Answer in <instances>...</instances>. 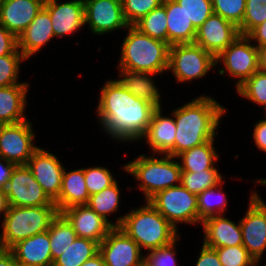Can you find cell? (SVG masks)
Returning <instances> with one entry per match:
<instances>
[{"label":"cell","mask_w":266,"mask_h":266,"mask_svg":"<svg viewBox=\"0 0 266 266\" xmlns=\"http://www.w3.org/2000/svg\"><path fill=\"white\" fill-rule=\"evenodd\" d=\"M100 93L96 111L105 132L117 142L143 140L156 107L131 94L117 79L107 80Z\"/></svg>","instance_id":"1"},{"label":"cell","mask_w":266,"mask_h":266,"mask_svg":"<svg viewBox=\"0 0 266 266\" xmlns=\"http://www.w3.org/2000/svg\"><path fill=\"white\" fill-rule=\"evenodd\" d=\"M226 108L209 96H199L176 108L171 114L176 124L174 157L215 139Z\"/></svg>","instance_id":"2"},{"label":"cell","mask_w":266,"mask_h":266,"mask_svg":"<svg viewBox=\"0 0 266 266\" xmlns=\"http://www.w3.org/2000/svg\"><path fill=\"white\" fill-rule=\"evenodd\" d=\"M113 227L121 228L140 249L152 250L168 245L180 235L148 201L120 216Z\"/></svg>","instance_id":"3"},{"label":"cell","mask_w":266,"mask_h":266,"mask_svg":"<svg viewBox=\"0 0 266 266\" xmlns=\"http://www.w3.org/2000/svg\"><path fill=\"white\" fill-rule=\"evenodd\" d=\"M128 33L121 46L119 69L162 75L168 71L170 45L154 39L134 26H128Z\"/></svg>","instance_id":"4"},{"label":"cell","mask_w":266,"mask_h":266,"mask_svg":"<svg viewBox=\"0 0 266 266\" xmlns=\"http://www.w3.org/2000/svg\"><path fill=\"white\" fill-rule=\"evenodd\" d=\"M155 155H139L124 166V171L139 181L138 187L143 192L145 201L164 189L180 185V163L173 160L177 158L164 154L157 158Z\"/></svg>","instance_id":"5"},{"label":"cell","mask_w":266,"mask_h":266,"mask_svg":"<svg viewBox=\"0 0 266 266\" xmlns=\"http://www.w3.org/2000/svg\"><path fill=\"white\" fill-rule=\"evenodd\" d=\"M58 213L56 206H9L3 216L0 248L10 250L23 239L47 231Z\"/></svg>","instance_id":"6"},{"label":"cell","mask_w":266,"mask_h":266,"mask_svg":"<svg viewBox=\"0 0 266 266\" xmlns=\"http://www.w3.org/2000/svg\"><path fill=\"white\" fill-rule=\"evenodd\" d=\"M169 223L177 229V223L202 224L198 217L197 195L181 184L158 192L148 201Z\"/></svg>","instance_id":"7"},{"label":"cell","mask_w":266,"mask_h":266,"mask_svg":"<svg viewBox=\"0 0 266 266\" xmlns=\"http://www.w3.org/2000/svg\"><path fill=\"white\" fill-rule=\"evenodd\" d=\"M215 67V57L194 43L175 44L169 48L167 70L173 73L179 83L203 78Z\"/></svg>","instance_id":"8"},{"label":"cell","mask_w":266,"mask_h":266,"mask_svg":"<svg viewBox=\"0 0 266 266\" xmlns=\"http://www.w3.org/2000/svg\"><path fill=\"white\" fill-rule=\"evenodd\" d=\"M216 66L220 62L225 68L218 70L220 75L226 72L237 78L235 88L258 71L257 46L246 35H239L225 50L215 57Z\"/></svg>","instance_id":"9"},{"label":"cell","mask_w":266,"mask_h":266,"mask_svg":"<svg viewBox=\"0 0 266 266\" xmlns=\"http://www.w3.org/2000/svg\"><path fill=\"white\" fill-rule=\"evenodd\" d=\"M9 206H56L27 165H15L5 188Z\"/></svg>","instance_id":"10"},{"label":"cell","mask_w":266,"mask_h":266,"mask_svg":"<svg viewBox=\"0 0 266 266\" xmlns=\"http://www.w3.org/2000/svg\"><path fill=\"white\" fill-rule=\"evenodd\" d=\"M28 119L15 124H3L0 130V156L15 165H26L39 148L33 144L35 133Z\"/></svg>","instance_id":"11"},{"label":"cell","mask_w":266,"mask_h":266,"mask_svg":"<svg viewBox=\"0 0 266 266\" xmlns=\"http://www.w3.org/2000/svg\"><path fill=\"white\" fill-rule=\"evenodd\" d=\"M249 201L247 212L240 220L242 245L260 263L266 251V204L256 191L251 193Z\"/></svg>","instance_id":"12"},{"label":"cell","mask_w":266,"mask_h":266,"mask_svg":"<svg viewBox=\"0 0 266 266\" xmlns=\"http://www.w3.org/2000/svg\"><path fill=\"white\" fill-rule=\"evenodd\" d=\"M106 266H137L144 260L139 245L121 228L113 227L99 244Z\"/></svg>","instance_id":"13"},{"label":"cell","mask_w":266,"mask_h":266,"mask_svg":"<svg viewBox=\"0 0 266 266\" xmlns=\"http://www.w3.org/2000/svg\"><path fill=\"white\" fill-rule=\"evenodd\" d=\"M85 25L95 35H105L129 26L124 18L121 0H84Z\"/></svg>","instance_id":"14"},{"label":"cell","mask_w":266,"mask_h":266,"mask_svg":"<svg viewBox=\"0 0 266 266\" xmlns=\"http://www.w3.org/2000/svg\"><path fill=\"white\" fill-rule=\"evenodd\" d=\"M48 151L39 147L26 165L47 196L54 202L61 191L65 167L58 157Z\"/></svg>","instance_id":"15"},{"label":"cell","mask_w":266,"mask_h":266,"mask_svg":"<svg viewBox=\"0 0 266 266\" xmlns=\"http://www.w3.org/2000/svg\"><path fill=\"white\" fill-rule=\"evenodd\" d=\"M240 35L238 27L217 14H212L197 28L194 44L217 57Z\"/></svg>","instance_id":"16"},{"label":"cell","mask_w":266,"mask_h":266,"mask_svg":"<svg viewBox=\"0 0 266 266\" xmlns=\"http://www.w3.org/2000/svg\"><path fill=\"white\" fill-rule=\"evenodd\" d=\"M61 214L72 225L77 237L98 242L105 239L113 226L88 205H76L64 209Z\"/></svg>","instance_id":"17"},{"label":"cell","mask_w":266,"mask_h":266,"mask_svg":"<svg viewBox=\"0 0 266 266\" xmlns=\"http://www.w3.org/2000/svg\"><path fill=\"white\" fill-rule=\"evenodd\" d=\"M45 0L44 7L49 11L54 36L73 35L85 25L84 0L57 3Z\"/></svg>","instance_id":"18"},{"label":"cell","mask_w":266,"mask_h":266,"mask_svg":"<svg viewBox=\"0 0 266 266\" xmlns=\"http://www.w3.org/2000/svg\"><path fill=\"white\" fill-rule=\"evenodd\" d=\"M45 0H2L0 23L16 37L29 26Z\"/></svg>","instance_id":"19"},{"label":"cell","mask_w":266,"mask_h":266,"mask_svg":"<svg viewBox=\"0 0 266 266\" xmlns=\"http://www.w3.org/2000/svg\"><path fill=\"white\" fill-rule=\"evenodd\" d=\"M176 124L175 119L163 116V111L156 108L151 117L148 129L143 136L153 154H164L174 157Z\"/></svg>","instance_id":"20"},{"label":"cell","mask_w":266,"mask_h":266,"mask_svg":"<svg viewBox=\"0 0 266 266\" xmlns=\"http://www.w3.org/2000/svg\"><path fill=\"white\" fill-rule=\"evenodd\" d=\"M10 250L20 266H53L48 230L23 239Z\"/></svg>","instance_id":"21"},{"label":"cell","mask_w":266,"mask_h":266,"mask_svg":"<svg viewBox=\"0 0 266 266\" xmlns=\"http://www.w3.org/2000/svg\"><path fill=\"white\" fill-rule=\"evenodd\" d=\"M223 216H212L202 222L205 246L221 248L242 245L240 222L236 224Z\"/></svg>","instance_id":"22"},{"label":"cell","mask_w":266,"mask_h":266,"mask_svg":"<svg viewBox=\"0 0 266 266\" xmlns=\"http://www.w3.org/2000/svg\"><path fill=\"white\" fill-rule=\"evenodd\" d=\"M54 37L49 11L43 6L35 19L17 37L18 49L28 59Z\"/></svg>","instance_id":"23"},{"label":"cell","mask_w":266,"mask_h":266,"mask_svg":"<svg viewBox=\"0 0 266 266\" xmlns=\"http://www.w3.org/2000/svg\"><path fill=\"white\" fill-rule=\"evenodd\" d=\"M28 82L0 87V123L15 124L27 120L25 109Z\"/></svg>","instance_id":"24"},{"label":"cell","mask_w":266,"mask_h":266,"mask_svg":"<svg viewBox=\"0 0 266 266\" xmlns=\"http://www.w3.org/2000/svg\"><path fill=\"white\" fill-rule=\"evenodd\" d=\"M89 196L85 182L84 168L82 167L69 172L64 169L61 191L59 197L54 201L58 212L61 213L64 209L76 205H87Z\"/></svg>","instance_id":"25"},{"label":"cell","mask_w":266,"mask_h":266,"mask_svg":"<svg viewBox=\"0 0 266 266\" xmlns=\"http://www.w3.org/2000/svg\"><path fill=\"white\" fill-rule=\"evenodd\" d=\"M166 8L168 44L194 43L197 29L175 0H163Z\"/></svg>","instance_id":"26"},{"label":"cell","mask_w":266,"mask_h":266,"mask_svg":"<svg viewBox=\"0 0 266 266\" xmlns=\"http://www.w3.org/2000/svg\"><path fill=\"white\" fill-rule=\"evenodd\" d=\"M118 82L131 94L137 98H142L143 100L151 103L156 108L162 107L160 102L161 96L158 88L155 85V81L152 80L153 73L147 72H136L130 70L119 69Z\"/></svg>","instance_id":"27"},{"label":"cell","mask_w":266,"mask_h":266,"mask_svg":"<svg viewBox=\"0 0 266 266\" xmlns=\"http://www.w3.org/2000/svg\"><path fill=\"white\" fill-rule=\"evenodd\" d=\"M214 140L212 139L179 154L176 158H179L181 172L196 173L212 169L219 158L213 145Z\"/></svg>","instance_id":"28"},{"label":"cell","mask_w":266,"mask_h":266,"mask_svg":"<svg viewBox=\"0 0 266 266\" xmlns=\"http://www.w3.org/2000/svg\"><path fill=\"white\" fill-rule=\"evenodd\" d=\"M98 252V242L83 237H76L64 253L54 260L53 266H81Z\"/></svg>","instance_id":"29"},{"label":"cell","mask_w":266,"mask_h":266,"mask_svg":"<svg viewBox=\"0 0 266 266\" xmlns=\"http://www.w3.org/2000/svg\"><path fill=\"white\" fill-rule=\"evenodd\" d=\"M52 260L60 256L66 248L76 239L77 235L72 225L61 214L52 220L48 229Z\"/></svg>","instance_id":"30"},{"label":"cell","mask_w":266,"mask_h":266,"mask_svg":"<svg viewBox=\"0 0 266 266\" xmlns=\"http://www.w3.org/2000/svg\"><path fill=\"white\" fill-rule=\"evenodd\" d=\"M223 183H225L224 180L197 195L198 217L202 222L209 217L225 213L228 203L224 192L220 188Z\"/></svg>","instance_id":"31"},{"label":"cell","mask_w":266,"mask_h":266,"mask_svg":"<svg viewBox=\"0 0 266 266\" xmlns=\"http://www.w3.org/2000/svg\"><path fill=\"white\" fill-rule=\"evenodd\" d=\"M120 189L117 180L101 192L89 196L87 205L98 215L102 216L112 226L113 222L108 217L119 209Z\"/></svg>","instance_id":"32"},{"label":"cell","mask_w":266,"mask_h":266,"mask_svg":"<svg viewBox=\"0 0 266 266\" xmlns=\"http://www.w3.org/2000/svg\"><path fill=\"white\" fill-rule=\"evenodd\" d=\"M133 26L154 39L168 43L166 8L163 4L142 17Z\"/></svg>","instance_id":"33"},{"label":"cell","mask_w":266,"mask_h":266,"mask_svg":"<svg viewBox=\"0 0 266 266\" xmlns=\"http://www.w3.org/2000/svg\"><path fill=\"white\" fill-rule=\"evenodd\" d=\"M223 180L216 165L209 170L192 172H181L180 184L185 187L190 193L198 195L206 189L216 186Z\"/></svg>","instance_id":"34"},{"label":"cell","mask_w":266,"mask_h":266,"mask_svg":"<svg viewBox=\"0 0 266 266\" xmlns=\"http://www.w3.org/2000/svg\"><path fill=\"white\" fill-rule=\"evenodd\" d=\"M237 94L266 109V72L258 70L236 88Z\"/></svg>","instance_id":"35"},{"label":"cell","mask_w":266,"mask_h":266,"mask_svg":"<svg viewBox=\"0 0 266 266\" xmlns=\"http://www.w3.org/2000/svg\"><path fill=\"white\" fill-rule=\"evenodd\" d=\"M21 51L17 48L12 54L0 57V87L20 84L18 76L21 61H25Z\"/></svg>","instance_id":"36"},{"label":"cell","mask_w":266,"mask_h":266,"mask_svg":"<svg viewBox=\"0 0 266 266\" xmlns=\"http://www.w3.org/2000/svg\"><path fill=\"white\" fill-rule=\"evenodd\" d=\"M213 13L240 27L244 18L246 0H211Z\"/></svg>","instance_id":"37"},{"label":"cell","mask_w":266,"mask_h":266,"mask_svg":"<svg viewBox=\"0 0 266 266\" xmlns=\"http://www.w3.org/2000/svg\"><path fill=\"white\" fill-rule=\"evenodd\" d=\"M162 3L163 0H121L123 15L129 26H133Z\"/></svg>","instance_id":"38"},{"label":"cell","mask_w":266,"mask_h":266,"mask_svg":"<svg viewBox=\"0 0 266 266\" xmlns=\"http://www.w3.org/2000/svg\"><path fill=\"white\" fill-rule=\"evenodd\" d=\"M184 10L194 27L199 28L213 14L211 0H175Z\"/></svg>","instance_id":"39"},{"label":"cell","mask_w":266,"mask_h":266,"mask_svg":"<svg viewBox=\"0 0 266 266\" xmlns=\"http://www.w3.org/2000/svg\"><path fill=\"white\" fill-rule=\"evenodd\" d=\"M217 251L222 266H257L255 261L243 245L213 248Z\"/></svg>","instance_id":"40"},{"label":"cell","mask_w":266,"mask_h":266,"mask_svg":"<svg viewBox=\"0 0 266 266\" xmlns=\"http://www.w3.org/2000/svg\"><path fill=\"white\" fill-rule=\"evenodd\" d=\"M266 20V0H246L244 18L238 28L240 35H247Z\"/></svg>","instance_id":"41"},{"label":"cell","mask_w":266,"mask_h":266,"mask_svg":"<svg viewBox=\"0 0 266 266\" xmlns=\"http://www.w3.org/2000/svg\"><path fill=\"white\" fill-rule=\"evenodd\" d=\"M84 176L89 195L101 192L116 181L112 173L101 166L84 168Z\"/></svg>","instance_id":"42"},{"label":"cell","mask_w":266,"mask_h":266,"mask_svg":"<svg viewBox=\"0 0 266 266\" xmlns=\"http://www.w3.org/2000/svg\"><path fill=\"white\" fill-rule=\"evenodd\" d=\"M179 237L168 245L148 250L149 254L144 255V262L148 266H178L176 263V242Z\"/></svg>","instance_id":"43"},{"label":"cell","mask_w":266,"mask_h":266,"mask_svg":"<svg viewBox=\"0 0 266 266\" xmlns=\"http://www.w3.org/2000/svg\"><path fill=\"white\" fill-rule=\"evenodd\" d=\"M17 48V37L0 23V57L12 54Z\"/></svg>","instance_id":"44"},{"label":"cell","mask_w":266,"mask_h":266,"mask_svg":"<svg viewBox=\"0 0 266 266\" xmlns=\"http://www.w3.org/2000/svg\"><path fill=\"white\" fill-rule=\"evenodd\" d=\"M195 266H222V263L217 251L203 244Z\"/></svg>","instance_id":"45"},{"label":"cell","mask_w":266,"mask_h":266,"mask_svg":"<svg viewBox=\"0 0 266 266\" xmlns=\"http://www.w3.org/2000/svg\"><path fill=\"white\" fill-rule=\"evenodd\" d=\"M253 139L256 147L266 152V119L259 120L253 130Z\"/></svg>","instance_id":"46"},{"label":"cell","mask_w":266,"mask_h":266,"mask_svg":"<svg viewBox=\"0 0 266 266\" xmlns=\"http://www.w3.org/2000/svg\"><path fill=\"white\" fill-rule=\"evenodd\" d=\"M246 36L254 43L256 42L257 47L266 45V20L254 27Z\"/></svg>","instance_id":"47"},{"label":"cell","mask_w":266,"mask_h":266,"mask_svg":"<svg viewBox=\"0 0 266 266\" xmlns=\"http://www.w3.org/2000/svg\"><path fill=\"white\" fill-rule=\"evenodd\" d=\"M15 164L0 156V188L5 189Z\"/></svg>","instance_id":"48"},{"label":"cell","mask_w":266,"mask_h":266,"mask_svg":"<svg viewBox=\"0 0 266 266\" xmlns=\"http://www.w3.org/2000/svg\"><path fill=\"white\" fill-rule=\"evenodd\" d=\"M0 266H20L15 259L14 254L9 249L0 248Z\"/></svg>","instance_id":"49"},{"label":"cell","mask_w":266,"mask_h":266,"mask_svg":"<svg viewBox=\"0 0 266 266\" xmlns=\"http://www.w3.org/2000/svg\"><path fill=\"white\" fill-rule=\"evenodd\" d=\"M258 70L266 72V45L258 46Z\"/></svg>","instance_id":"50"},{"label":"cell","mask_w":266,"mask_h":266,"mask_svg":"<svg viewBox=\"0 0 266 266\" xmlns=\"http://www.w3.org/2000/svg\"><path fill=\"white\" fill-rule=\"evenodd\" d=\"M81 266H106L101 254L98 252L92 258L85 261Z\"/></svg>","instance_id":"51"},{"label":"cell","mask_w":266,"mask_h":266,"mask_svg":"<svg viewBox=\"0 0 266 266\" xmlns=\"http://www.w3.org/2000/svg\"><path fill=\"white\" fill-rule=\"evenodd\" d=\"M8 200L5 189L0 188V216H4V214L8 211ZM2 214V215H1Z\"/></svg>","instance_id":"52"},{"label":"cell","mask_w":266,"mask_h":266,"mask_svg":"<svg viewBox=\"0 0 266 266\" xmlns=\"http://www.w3.org/2000/svg\"><path fill=\"white\" fill-rule=\"evenodd\" d=\"M137 266H148L145 262H144V260L139 264V265H137Z\"/></svg>","instance_id":"53"}]
</instances>
